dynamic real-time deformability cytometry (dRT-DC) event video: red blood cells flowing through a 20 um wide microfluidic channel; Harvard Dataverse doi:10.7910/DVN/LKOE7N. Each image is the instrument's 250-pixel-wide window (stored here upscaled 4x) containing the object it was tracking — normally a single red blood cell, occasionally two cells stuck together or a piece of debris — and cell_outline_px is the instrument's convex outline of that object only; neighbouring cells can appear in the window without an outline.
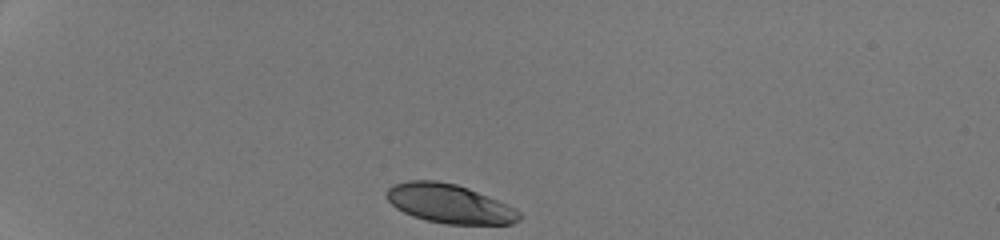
{"species": "human", "species_latin": "Homo sapiens", "temperature_condition": "room temperature", "stored_images_in_passage": 31, "camera_frame_rate_fps": 3000, "um_per_image_px": 0.085, "donor": {"sex": "male"}, "frame": {"image": 1, "passage_image": 1, "time_ms": 0.0, "image_size_px": [1000, 240], "cell_outline_px": [[520, 220], [512, 224], [448, 224], [428, 220], [412, 216], [396, 208], [388, 200], [388, 188], [396, 184], [408, 180], [436, 180], [456, 184], [468, 188], [516, 208], [520, 212]], "centroid_in_image_um": [38.23, 17.31], "position_along_channel_um": 46.8, "area_um2": 29.88}}
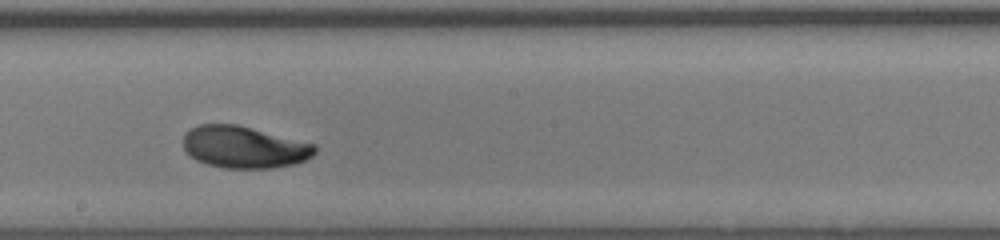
{"frame": {"image": 2, "passage_image": 18, "time_ms": 5.667, "image_size_px": [1000, 240], "cell_outline_px": [[316, 152], [312, 156], [304, 160], [292, 164], [272, 168], [224, 168], [208, 164], [196, 160], [184, 148], [184, 132], [200, 124], [236, 124], [316, 144]], "centroid_in_image_um": [20.75, 12.5], "position_along_channel_um": 227.4, "area_um2": 31.96}}
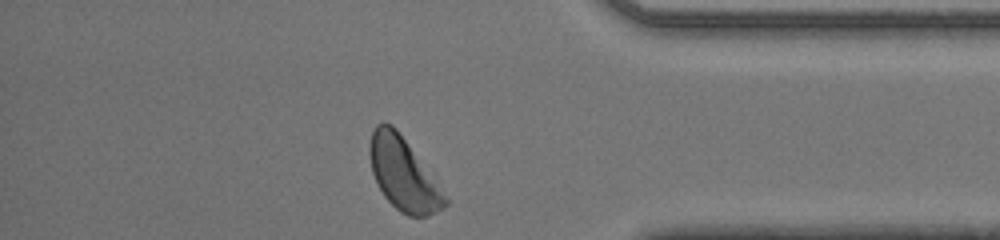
{"frame": {"image": 3, "passage_image": 31, "time_ms": 10.0, "image_size_px": [1000, 240], "cell_outline_px": [[448, 204], [444, 208], [428, 216], [408, 216], [400, 212], [384, 196], [372, 172], [368, 152], [368, 148], [372, 132], [376, 124], [392, 124], [396, 128], [448, 200]], "centroid_in_image_um": [34.24, 14.82], "position_along_channel_um": 401.0, "area_um2": 30.92}, "authors_computed_cell_mechanics": {"area_um2": 31.9634, "velocity_mm_per_s": 4.2775, "shape_relaxation_time_tau1_ms": 1.6063, "shape_relaxation_time_tau2_ms": 1.4183, "deformation_change_tau1": 0.1186, "deformation_change_tau2": 0.056}}